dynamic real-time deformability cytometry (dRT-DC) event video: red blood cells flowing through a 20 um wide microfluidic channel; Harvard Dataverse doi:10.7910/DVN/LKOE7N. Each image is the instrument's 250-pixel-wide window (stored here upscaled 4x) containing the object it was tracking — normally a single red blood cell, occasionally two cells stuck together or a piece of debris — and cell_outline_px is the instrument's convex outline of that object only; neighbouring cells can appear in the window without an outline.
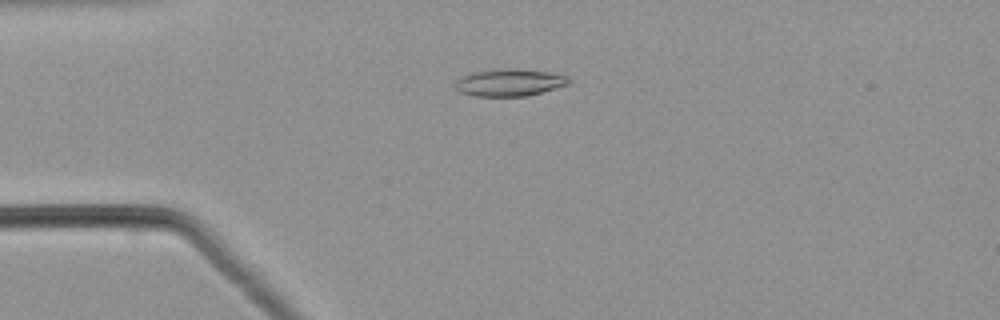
{"species": "common noctule bat (a hibernating species)", "species_latin": "Nyctalus noctula", "temperature_condition": "warm", "stored_images_in_passage": 43, "camera_frame_rate_fps": 3000, "um_per_image_px": 0.085, "animal": {"sex": "male", "body_mass_g": 21.5, "forearm_length_mm": 52.0}, "frame": {"image": 1, "passage_image": 5, "time_ms": 1.333, "image_size_px": [1000, 320], "cell_outline_px": [[572, 80], [568, 84], [528, 96], [472, 96], [460, 92], [456, 88], [456, 84], [460, 76], [472, 72], [516, 68], [548, 72], [568, 76]], "centroid_in_image_um": [43.32, 7.02], "position_along_channel_um": 41.7, "area_um2": 17.86}}
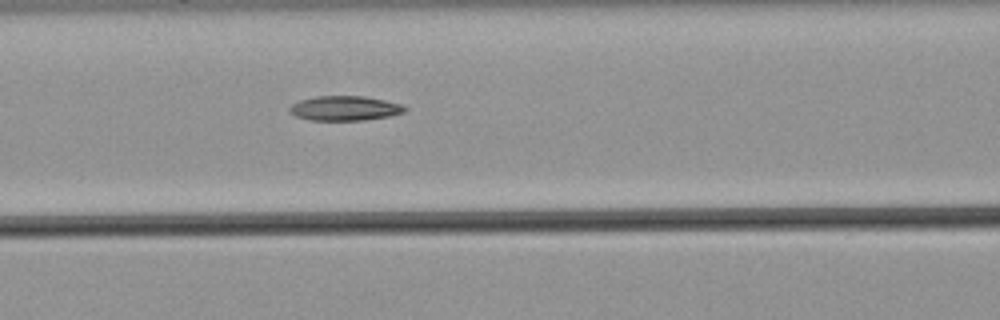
{"frame": {"image": 2, "passage_image": 14, "time_ms": 4.333, "image_size_px": [1000, 320], "cell_outline_px": [[408, 108], [404, 112], [388, 116], [364, 120], [308, 120], [296, 116], [288, 112], [288, 108], [292, 104], [300, 100], [316, 96], [364, 96], [404, 104]], "centroid_in_image_um": [29.3, 9.2], "position_along_channel_um": 137.3, "area_um2": 16.65}}
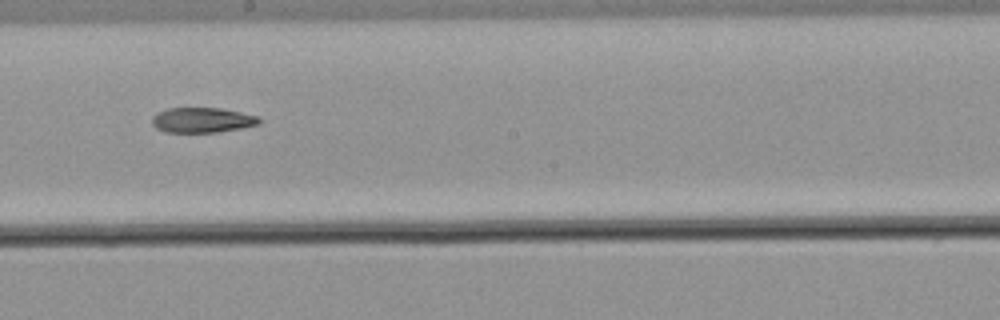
{"frame": {"image": 3, "passage_image": 21, "time_ms": 6.667, "image_size_px": [1000, 320], "cell_outline_px": [[260, 124], [240, 128], [216, 132], [164, 132], [156, 128], [152, 124], [152, 116], [156, 112], [168, 108], [220, 108], [240, 112], [256, 116], [260, 120]], "centroid_in_image_um": [17.13, 10.2], "position_along_channel_um": 231.1, "area_um2": 15.61}}